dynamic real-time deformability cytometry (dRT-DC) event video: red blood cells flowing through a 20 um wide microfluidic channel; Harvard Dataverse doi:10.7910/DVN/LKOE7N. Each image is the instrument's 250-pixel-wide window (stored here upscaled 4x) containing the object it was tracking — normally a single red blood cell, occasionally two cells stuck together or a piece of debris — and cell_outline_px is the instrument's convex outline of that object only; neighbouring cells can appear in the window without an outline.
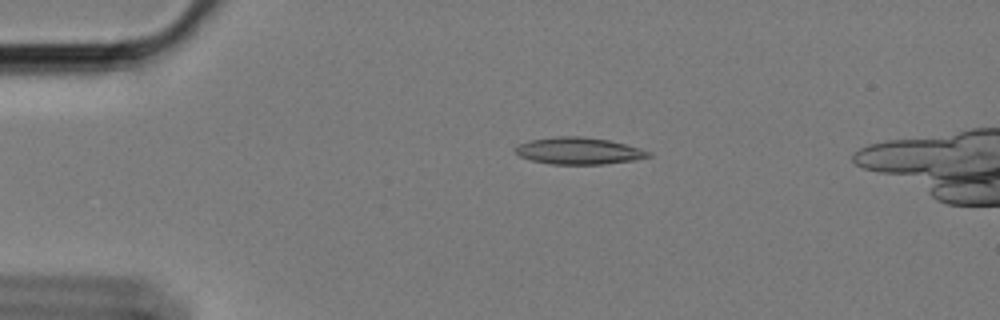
{"species": "Egyptian fruit bat (a non-hibernating species)", "species_latin": "Rousettus aegyptiacus", "temperature_condition": "cold", "stored_images_in_passage": 52, "camera_frame_rate_fps": 3000, "um_per_image_px": 0.085, "animal": {"sex": "female"}, "frame": {"image": 1, "passage_image": 7, "time_ms": 2.0, "image_size_px": [1000, 320], "cell_outline_px": [[652, 156], [636, 160], [604, 164], [552, 164], [532, 160], [520, 156], [512, 148], [520, 144], [532, 140], [556, 136], [580, 136], [608, 140], [640, 148], [652, 152]], "centroid_in_image_um": [49.22, 12.83], "position_along_channel_um": 35.8, "area_um2": 20.75}}
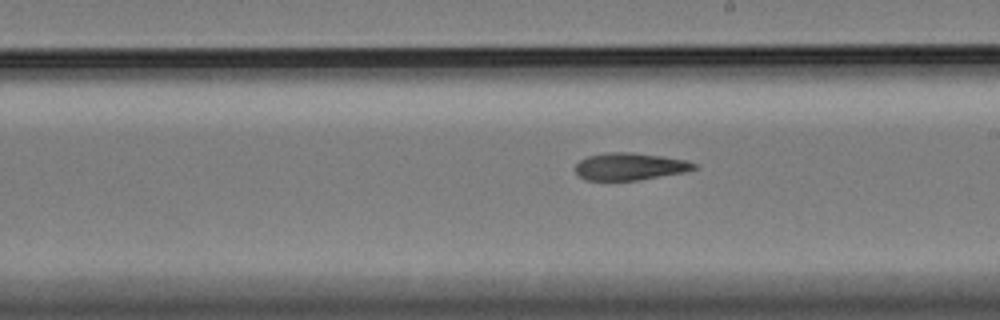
{"frame": {"image": 2, "passage_image": 28, "time_ms": 9.0, "image_size_px": [1000, 320], "cell_outline_px": [[696, 168], [684, 172], [640, 180], [584, 180], [576, 172], [576, 164], [580, 160], [588, 156], [608, 152], [632, 152], [688, 160], [696, 164]], "centroid_in_image_um": [53.54, 14.15], "position_along_channel_um": 235.5, "area_um2": 18.79}}
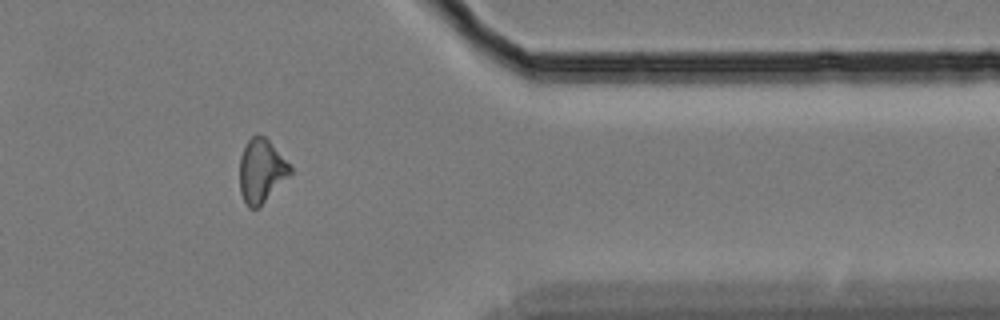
{"frame": {"image": 3, "passage_image": 43, "time_ms": 14.0, "image_size_px": [1000, 320], "cell_outline_px": [[292, 172], [256, 208], [248, 208], [240, 192], [240, 156], [248, 140], [256, 132], [264, 136], [268, 140], [292, 168]], "centroid_in_image_um": [22.18, 14.48], "position_along_channel_um": 389.2, "area_um2": 18.15}, "authors_computed_cell_mechanics": {"area_um2": 19.3052, "velocity_mm_per_s": 3.3801, "shape_relaxation_time_tau1_ms": null, "shape_relaxation_time_tau2_ms": 6.4303, "deformation_change_tau1": null, "deformation_change_tau2": 0.1608}}